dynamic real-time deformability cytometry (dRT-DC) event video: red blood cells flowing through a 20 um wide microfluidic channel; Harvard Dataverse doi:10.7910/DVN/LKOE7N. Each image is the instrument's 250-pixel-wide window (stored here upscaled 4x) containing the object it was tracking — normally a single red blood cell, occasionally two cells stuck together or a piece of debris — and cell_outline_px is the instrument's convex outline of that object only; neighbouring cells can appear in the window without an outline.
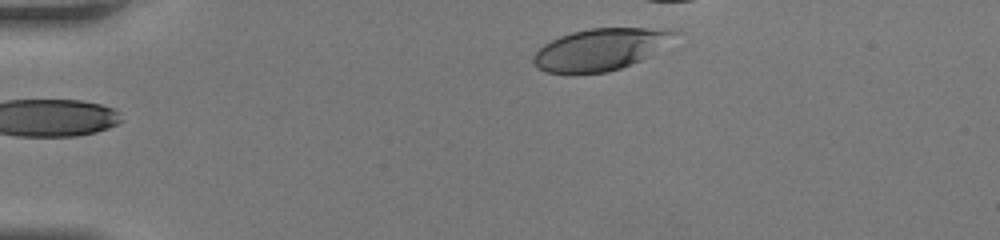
{"species": "human", "species_latin": "Homo sapiens", "temperature_condition": "room temperature", "stored_images_in_passage": 29, "camera_frame_rate_fps": 3000, "um_per_image_px": 0.085, "donor": {"sex": "female"}, "frame": {"image": 1, "passage_image": 1, "time_ms": 0.0, "image_size_px": [1000, 240], "cell_outline_px": [[680, 32], [648, 56], [640, 60], [620, 68], [608, 72], [544, 72], [532, 60], [532, 56], [544, 44], [560, 36], [572, 32], [588, 28], [672, 28]], "centroid_in_image_um": [51.03, 4.17], "position_along_channel_um": 34.0, "area_um2": 33.76}}
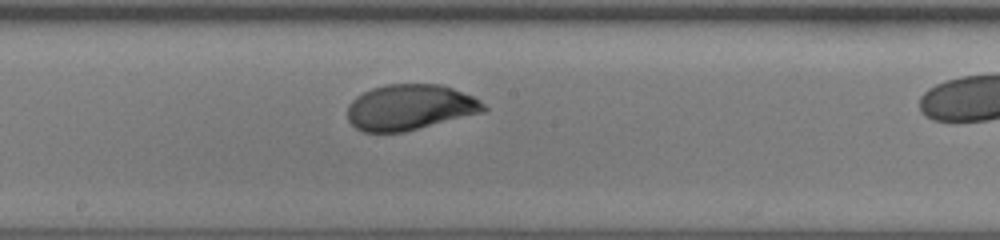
{"frame": {"image": 2, "passage_image": 17, "time_ms": 5.333, "image_size_px": [1000, 240], "cell_outline_px": [[488, 108], [484, 112], [404, 132], [364, 132], [356, 128], [348, 120], [348, 104], [356, 96], [372, 88], [388, 84], [440, 84], [452, 88], [472, 96], [480, 100]], "centroid_in_image_um": [34.84, 9.12], "position_along_channel_um": 213.4, "area_um2": 36.18}}
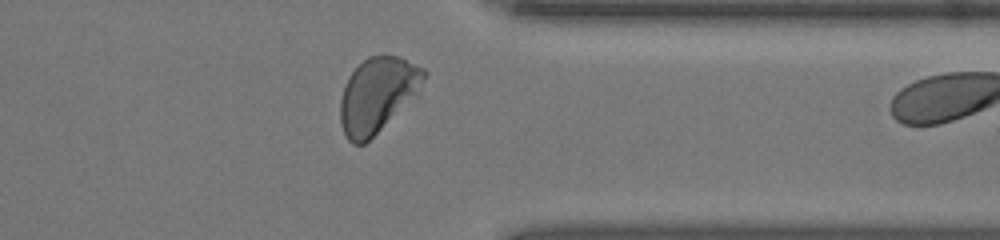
{"frame": {"image": 3, "passage_image": 28, "time_ms": 9.0, "image_size_px": [1000, 240], "cell_outline_px": [[428, 72], [416, 96], [364, 144], [352, 144], [348, 140], [340, 124], [340, 100], [344, 84], [348, 76], [368, 56], [396, 56], [424, 68]], "centroid_in_image_um": [32.07, 8.07], "position_along_channel_um": 379.3, "area_um2": 36.18}}